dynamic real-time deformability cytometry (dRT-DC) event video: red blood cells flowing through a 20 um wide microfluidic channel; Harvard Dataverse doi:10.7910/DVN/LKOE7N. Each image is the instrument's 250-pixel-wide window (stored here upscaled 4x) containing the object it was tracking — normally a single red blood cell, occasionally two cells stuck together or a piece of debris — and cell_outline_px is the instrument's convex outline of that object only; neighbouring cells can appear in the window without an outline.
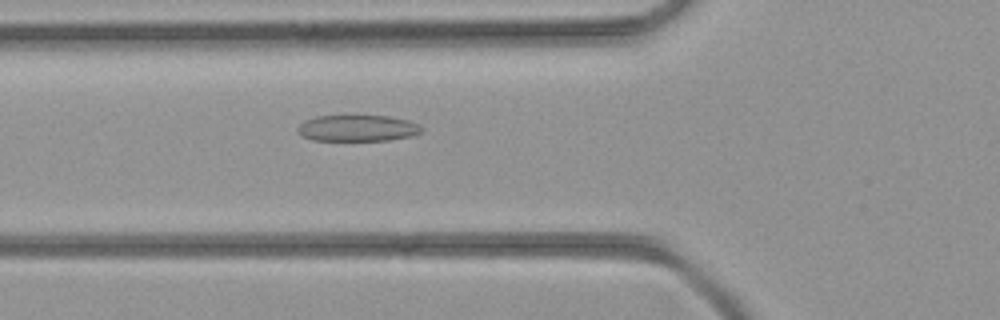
{"species": "common noctule bat (a hibernating species)", "species_latin": "Nyctalus noctula", "temperature_condition": "room temperature", "stored_images_in_passage": 23, "camera_frame_rate_fps": 3000, "um_per_image_px": 0.085, "animal": {"sex": "female", "body_mass_g": 21.9}, "frame": {"image": 1, "passage_image": 6, "time_ms": 1.667, "image_size_px": [1000, 320], "cell_outline_px": [[424, 128], [420, 132], [412, 136], [388, 140], [312, 140], [304, 136], [296, 128], [304, 120], [316, 116], [388, 116], [408, 120], [420, 124]], "centroid_in_image_um": [30.42, 10.89], "position_along_channel_um": 95.4, "area_um2": 18.9}}
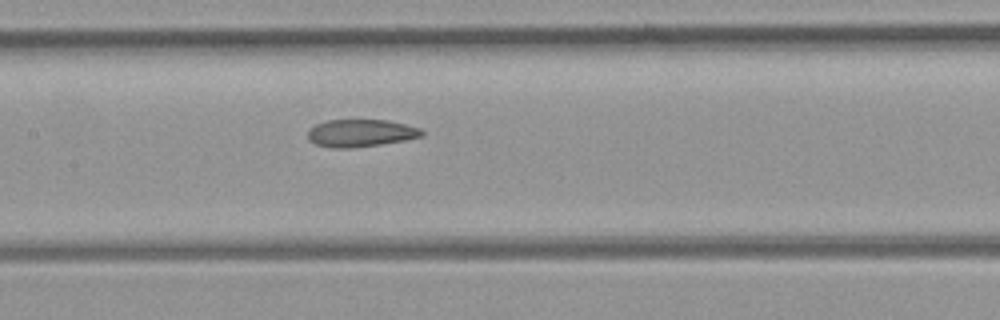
{"frame": {"image": 2, "passage_image": 11, "time_ms": 3.333, "image_size_px": [1000, 320], "cell_outline_px": [[424, 136], [404, 140], [380, 144], [352, 148], [332, 148], [316, 144], [308, 140], [308, 132], [316, 124], [328, 120], [388, 120], [420, 128], [424, 132]], "centroid_in_image_um": [30.67, 11.31], "position_along_channel_um": 176.7, "area_um2": 18.15}}
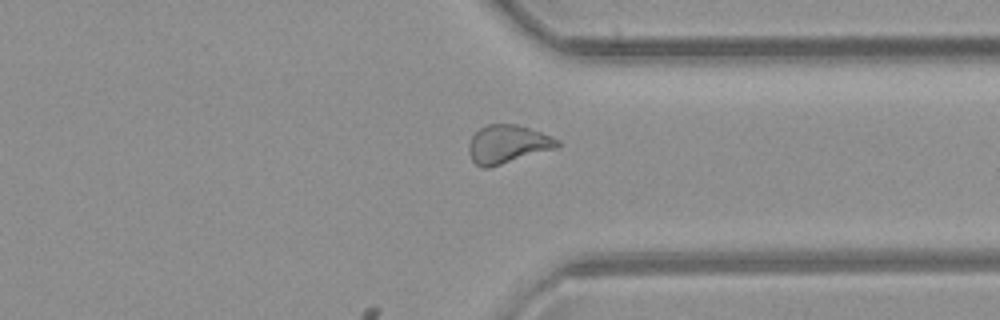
{"frame": {"image": 3, "passage_image": 23, "time_ms": 7.333, "image_size_px": [1000, 320], "cell_outline_px": [[560, 144], [556, 148], [488, 168], [480, 168], [472, 160], [468, 152], [468, 144], [472, 136], [480, 128], [488, 124], [516, 124], [552, 136], [560, 140]], "centroid_in_image_um": [43.12, 12.26], "position_along_channel_um": 368.3, "area_um2": 19.71}}